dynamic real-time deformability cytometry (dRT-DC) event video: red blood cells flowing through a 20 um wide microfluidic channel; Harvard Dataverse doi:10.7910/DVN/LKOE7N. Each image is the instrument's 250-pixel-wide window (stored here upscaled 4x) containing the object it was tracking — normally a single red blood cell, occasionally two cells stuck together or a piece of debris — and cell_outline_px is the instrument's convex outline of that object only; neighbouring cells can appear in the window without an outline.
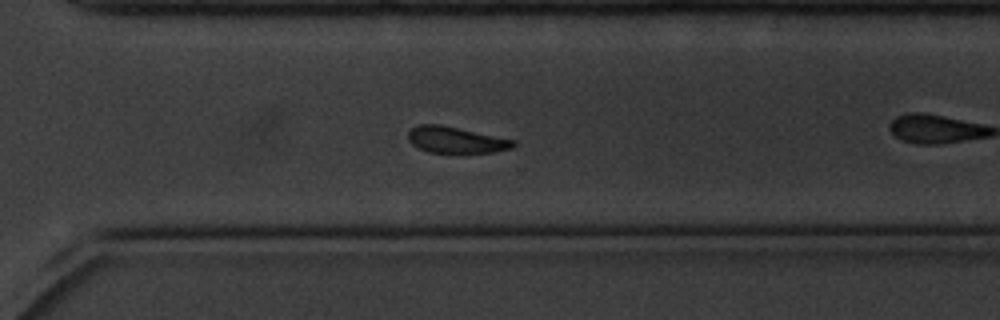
{"species": "common noctule bat (a hibernating species)", "species_latin": "Nyctalus noctula", "temperature_condition": "cold", "stored_images_in_passage": 42, "camera_frame_rate_fps": 3000, "um_per_image_px": 0.085, "animal": {"sex": "male", "body_mass_g": 20.1, "forearm_length_mm": 53.5}, "frame": {"image": 1, "passage_image": 24, "time_ms": 7.667, "image_size_px": [1000, 320], "cell_outline_px": [[516, 144], [512, 148], [492, 152], [428, 152], [412, 144], [408, 140], [408, 132], [412, 128], [420, 124], [440, 124], [516, 140]], "centroid_in_image_um": [38.75, 11.88], "position_along_channel_um": 331.8, "area_um2": 15.95}, "authors_computed_cell_mechanics": {"area_um2": 17.1666, "velocity_mm_per_s": 3.4059, "shape_relaxation_time_tau1_ms": 1.4068, "shape_relaxation_time_tau2_ms": null, "deformation_change_tau1": 0.0651, "deformation_change_tau2": null}}